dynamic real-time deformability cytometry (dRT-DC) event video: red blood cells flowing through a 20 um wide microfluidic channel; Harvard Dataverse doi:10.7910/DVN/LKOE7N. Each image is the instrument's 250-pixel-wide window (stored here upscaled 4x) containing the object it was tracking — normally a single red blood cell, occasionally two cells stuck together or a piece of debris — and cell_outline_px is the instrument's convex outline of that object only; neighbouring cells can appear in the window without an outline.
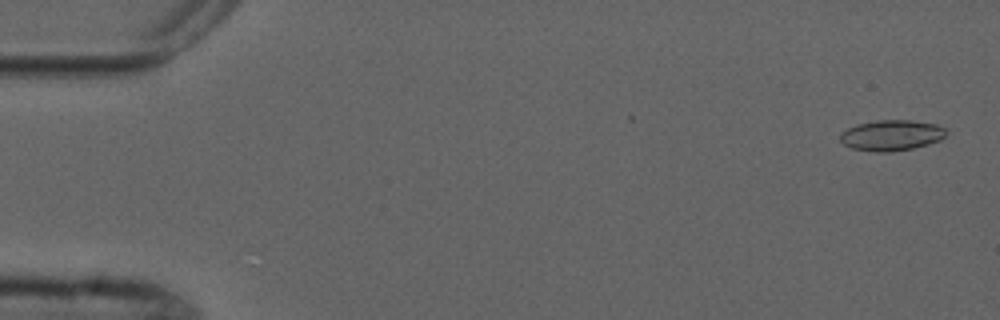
{"species": "common noctule bat (a hibernating species)", "species_latin": "Nyctalus noctula", "temperature_condition": "cold", "stored_images_in_passage": 4, "camera_frame_rate_fps": 3000, "um_per_image_px": 0.085, "animal": {"sex": "male", "forearm_length_mm": 52.5}, "frame": {"image": 1, "passage_image": 1, "time_ms": 0.0, "image_size_px": [1000, 320], "cell_outline_px": [[948, 132], [940, 140], [928, 144], [912, 148], [888, 152], [876, 152], [852, 148], [844, 144], [840, 140], [840, 132], [856, 124], [876, 120], [908, 120], [936, 124], [944, 128]], "centroid_in_image_um": [75.75, 11.49], "position_along_channel_um": 9.2, "area_um2": 18.9}}